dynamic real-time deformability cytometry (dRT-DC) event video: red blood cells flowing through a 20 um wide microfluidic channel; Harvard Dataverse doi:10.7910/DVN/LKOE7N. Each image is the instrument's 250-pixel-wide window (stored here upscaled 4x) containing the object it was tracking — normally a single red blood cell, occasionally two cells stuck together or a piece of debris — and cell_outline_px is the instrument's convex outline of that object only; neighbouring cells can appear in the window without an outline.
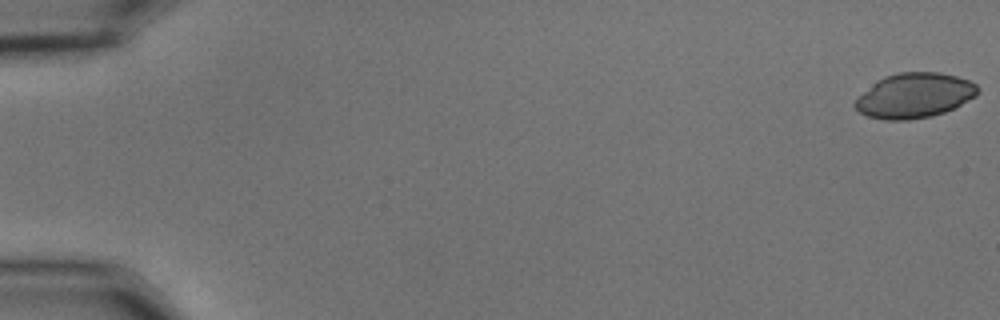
{"species": "common noctule bat (a hibernating species)", "species_latin": "Nyctalus noctula", "temperature_condition": "cold", "stored_images_in_passage": 55, "camera_frame_rate_fps": 3000, "um_per_image_px": 0.085, "animal": {"sex": "male", "body_mass_g": 15.6}, "frame": {"image": 1, "passage_image": 1, "time_ms": 0.0, "image_size_px": [1000, 320], "cell_outline_px": [[980, 92], [976, 96], [944, 112], [932, 116], [908, 120], [884, 120], [868, 116], [860, 112], [852, 104], [864, 92], [884, 76], [900, 72], [940, 72], [956, 76], [968, 80], [976, 84], [980, 88]], "centroid_in_image_um": [77.76, 8.12], "position_along_channel_um": 7.2, "area_um2": 31.85}}